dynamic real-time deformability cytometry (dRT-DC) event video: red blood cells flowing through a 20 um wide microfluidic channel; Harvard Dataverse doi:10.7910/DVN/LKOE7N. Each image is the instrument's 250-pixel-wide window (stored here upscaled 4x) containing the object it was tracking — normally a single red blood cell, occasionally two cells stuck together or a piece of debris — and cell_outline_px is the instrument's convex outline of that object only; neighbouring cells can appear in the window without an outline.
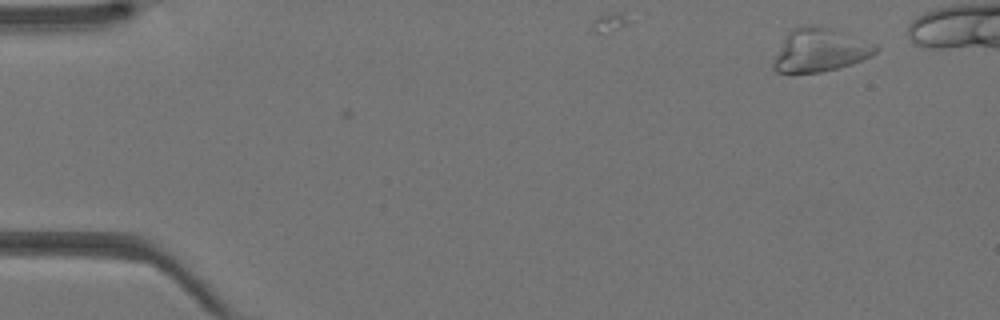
{"species": "Egyptian fruit bat (a non-hibernating species)", "species_latin": "Rousettus aegyptiacus", "temperature_condition": "warm", "stored_images_in_passage": 2, "camera_frame_rate_fps": 3000, "um_per_image_px": 0.085, "animal": {"sex": "female"}, "frame": {"image": 1, "passage_image": 2, "time_ms": 0.333, "image_size_px": [1000, 320], "cell_outline_px": [[880, 48], [872, 56], [852, 64], [820, 72], [776, 72], [772, 68], [772, 60], [788, 32], [792, 28], [800, 24], [808, 24], [836, 28], [876, 44]], "centroid_in_image_um": [69.71, 4.22], "position_along_channel_um": 15.3, "area_um2": 26.24}}